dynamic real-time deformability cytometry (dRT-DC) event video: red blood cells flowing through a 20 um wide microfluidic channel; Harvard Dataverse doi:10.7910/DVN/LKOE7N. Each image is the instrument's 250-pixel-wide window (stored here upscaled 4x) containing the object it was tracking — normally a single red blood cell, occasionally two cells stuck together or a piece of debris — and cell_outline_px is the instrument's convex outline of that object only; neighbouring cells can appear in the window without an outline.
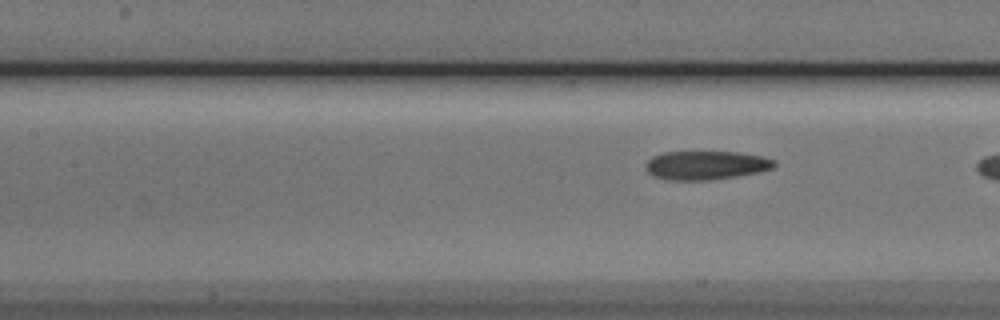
{"species": "Egyptian fruit bat (a non-hibernating species)", "species_latin": "Rousettus aegyptiacus", "temperature_condition": "cold", "stored_images_in_passage": 10, "camera_frame_rate_fps": 3000, "um_per_image_px": 0.085, "animal": {"sex": "male"}, "frame": {"image": 1, "passage_image": 10, "time_ms": 10.667, "image_size_px": [1000, 320], "cell_outline_px": [[776, 164], [772, 168], [760, 172], [736, 176], [708, 180], [668, 180], [652, 176], [644, 168], [644, 164], [652, 156], [660, 152], [740, 152], [764, 156], [776, 160]], "centroid_in_image_um": [59.99, 14.04], "position_along_channel_um": 147.4, "area_um2": 21.85}}